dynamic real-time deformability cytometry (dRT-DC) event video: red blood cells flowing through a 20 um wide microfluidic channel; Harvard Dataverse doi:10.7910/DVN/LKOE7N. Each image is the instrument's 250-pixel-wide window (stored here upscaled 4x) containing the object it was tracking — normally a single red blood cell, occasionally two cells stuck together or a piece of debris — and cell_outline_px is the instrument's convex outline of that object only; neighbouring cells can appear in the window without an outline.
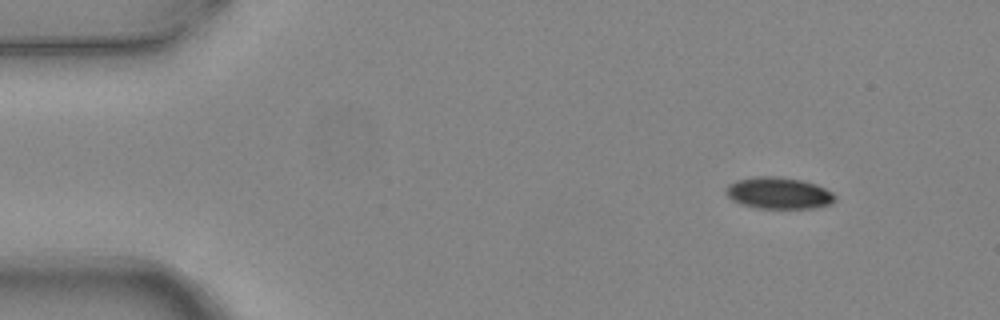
{"species": "common noctule bat (a hibernating species)", "species_latin": "Nyctalus noctula", "temperature_condition": "warm", "stored_images_in_passage": 7, "camera_frame_rate_fps": 3000, "um_per_image_px": 0.085, "animal": {"sex": "female", "body_mass_g": 24.6, "forearm_length_mm": 56.2}, "frame": {"image": 1, "passage_image": 1, "time_ms": 0.0, "image_size_px": [1000, 320], "cell_outline_px": [[836, 200], [832, 204], [816, 208], [756, 208], [740, 204], [732, 200], [724, 192], [724, 188], [728, 184], [736, 180], [756, 176], [776, 176], [804, 180], [816, 184], [832, 192], [836, 196]], "centroid_in_image_um": [66.18, 16.41], "position_along_channel_um": 18.8, "area_um2": 20.46}}
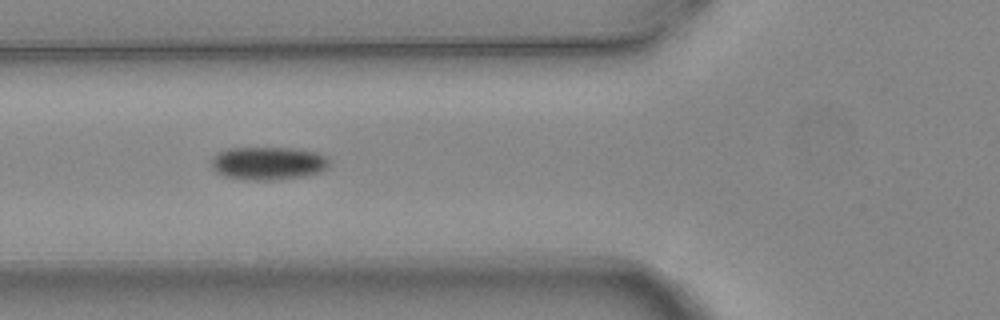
{"frame": {"image": 2, "passage_image": 5, "time_ms": 1.333, "image_size_px": [1000, 320], "cell_outline_px": [[332, 164], [328, 168], [320, 172], [308, 176], [272, 180], [256, 180], [224, 176], [216, 172], [212, 168], [212, 160], [220, 152], [228, 148], [292, 148], [316, 152], [328, 156], [332, 160]], "centroid_in_image_um": [22.9, 13.88], "position_along_channel_um": 102.9, "area_um2": 22.89}}
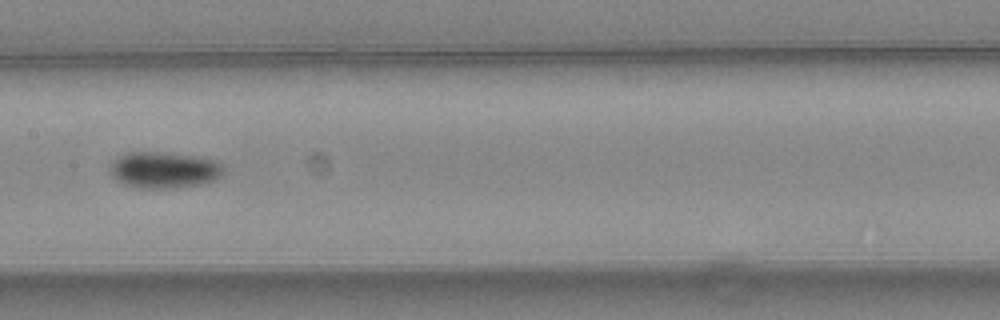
{"frame": {"image": 3, "passage_image": 7, "time_ms": 2.0, "image_size_px": [1000, 320], "cell_outline_px": [[224, 172], [220, 176], [212, 180], [200, 184], [180, 188], [136, 188], [124, 184], [116, 180], [112, 176], [108, 168], [112, 160], [128, 152], [160, 152], [192, 156], [212, 160], [220, 164], [224, 168]], "centroid_in_image_um": [13.88, 14.46], "position_along_channel_um": 193.5, "area_um2": 23.99}}